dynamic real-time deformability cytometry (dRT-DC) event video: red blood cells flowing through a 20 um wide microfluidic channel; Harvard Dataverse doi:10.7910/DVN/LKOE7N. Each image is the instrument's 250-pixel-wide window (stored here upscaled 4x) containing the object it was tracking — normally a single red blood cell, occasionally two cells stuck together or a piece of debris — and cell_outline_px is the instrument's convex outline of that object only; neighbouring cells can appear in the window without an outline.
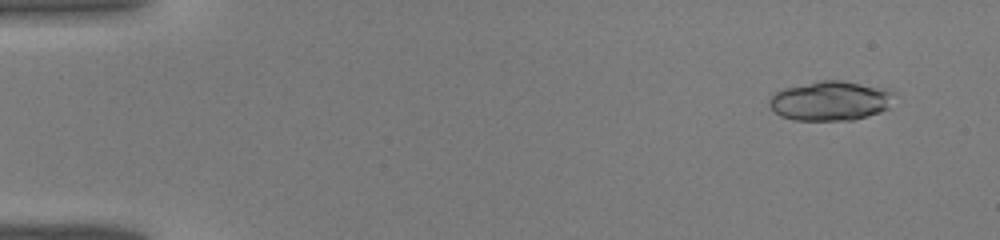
{"species": "common noctule bat (a hibernating species)", "species_latin": "Nyctalus noctula", "temperature_condition": "warm", "stored_images_in_passage": 43, "camera_frame_rate_fps": 3000, "um_per_image_px": 0.085, "animal": {"sex": "male", "body_mass_g": 19.0, "forearm_length_mm": 50.8}, "frame": {"image": 1, "passage_image": 4, "time_ms": 1.0, "image_size_px": [1000, 240], "cell_outline_px": [[896, 92], [888, 108], [880, 112], [868, 116], [852, 120], [792, 120], [780, 116], [768, 104], [768, 100], [776, 92], [784, 88], [820, 80], [840, 80], [888, 88]], "centroid_in_image_um": [70.61, 8.56], "position_along_channel_um": 14.4, "area_um2": 28.96}}
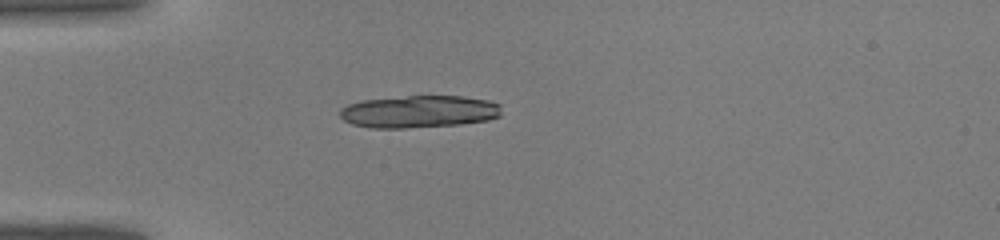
{"frame": {"image": 2, "passage_image": 13, "time_ms": 4.0, "image_size_px": [1000, 240], "cell_outline_px": [[500, 116], [488, 120], [460, 124], [404, 128], [372, 128], [352, 124], [344, 120], [340, 116], [340, 108], [348, 104], [364, 100], [408, 96], [464, 96], [488, 100], [500, 104]], "centroid_in_image_um": [35.62, 9.49], "position_along_channel_um": 49.4, "area_um2": 30.4}}